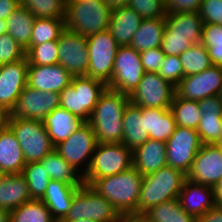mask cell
Segmentation results:
<instances>
[{
	"mask_svg": "<svg viewBox=\"0 0 222 222\" xmlns=\"http://www.w3.org/2000/svg\"><path fill=\"white\" fill-rule=\"evenodd\" d=\"M166 142L148 139L132 151L133 166L143 176L167 166Z\"/></svg>",
	"mask_w": 222,
	"mask_h": 222,
	"instance_id": "obj_22",
	"label": "cell"
},
{
	"mask_svg": "<svg viewBox=\"0 0 222 222\" xmlns=\"http://www.w3.org/2000/svg\"><path fill=\"white\" fill-rule=\"evenodd\" d=\"M10 222H57L42 200L32 199L10 211Z\"/></svg>",
	"mask_w": 222,
	"mask_h": 222,
	"instance_id": "obj_35",
	"label": "cell"
},
{
	"mask_svg": "<svg viewBox=\"0 0 222 222\" xmlns=\"http://www.w3.org/2000/svg\"><path fill=\"white\" fill-rule=\"evenodd\" d=\"M104 1L111 9L124 7L127 6L129 3V0H104Z\"/></svg>",
	"mask_w": 222,
	"mask_h": 222,
	"instance_id": "obj_55",
	"label": "cell"
},
{
	"mask_svg": "<svg viewBox=\"0 0 222 222\" xmlns=\"http://www.w3.org/2000/svg\"><path fill=\"white\" fill-rule=\"evenodd\" d=\"M221 86L222 67L212 65L198 74L184 76L175 87V91L180 98L200 101L218 95Z\"/></svg>",
	"mask_w": 222,
	"mask_h": 222,
	"instance_id": "obj_16",
	"label": "cell"
},
{
	"mask_svg": "<svg viewBox=\"0 0 222 222\" xmlns=\"http://www.w3.org/2000/svg\"><path fill=\"white\" fill-rule=\"evenodd\" d=\"M4 174L0 171V180L3 178Z\"/></svg>",
	"mask_w": 222,
	"mask_h": 222,
	"instance_id": "obj_61",
	"label": "cell"
},
{
	"mask_svg": "<svg viewBox=\"0 0 222 222\" xmlns=\"http://www.w3.org/2000/svg\"><path fill=\"white\" fill-rule=\"evenodd\" d=\"M65 30V19L35 18L30 38V45L26 52L34 45L49 41H58Z\"/></svg>",
	"mask_w": 222,
	"mask_h": 222,
	"instance_id": "obj_36",
	"label": "cell"
},
{
	"mask_svg": "<svg viewBox=\"0 0 222 222\" xmlns=\"http://www.w3.org/2000/svg\"><path fill=\"white\" fill-rule=\"evenodd\" d=\"M198 12L203 23L222 25V0H203Z\"/></svg>",
	"mask_w": 222,
	"mask_h": 222,
	"instance_id": "obj_47",
	"label": "cell"
},
{
	"mask_svg": "<svg viewBox=\"0 0 222 222\" xmlns=\"http://www.w3.org/2000/svg\"><path fill=\"white\" fill-rule=\"evenodd\" d=\"M40 162L47 174H49L51 180L62 181L78 187L85 184L84 176L65 161L55 149Z\"/></svg>",
	"mask_w": 222,
	"mask_h": 222,
	"instance_id": "obj_33",
	"label": "cell"
},
{
	"mask_svg": "<svg viewBox=\"0 0 222 222\" xmlns=\"http://www.w3.org/2000/svg\"><path fill=\"white\" fill-rule=\"evenodd\" d=\"M129 103V95L105 89L87 122L94 131L97 143H121L122 119Z\"/></svg>",
	"mask_w": 222,
	"mask_h": 222,
	"instance_id": "obj_1",
	"label": "cell"
},
{
	"mask_svg": "<svg viewBox=\"0 0 222 222\" xmlns=\"http://www.w3.org/2000/svg\"><path fill=\"white\" fill-rule=\"evenodd\" d=\"M26 57V51L7 32L0 30V65L13 63Z\"/></svg>",
	"mask_w": 222,
	"mask_h": 222,
	"instance_id": "obj_43",
	"label": "cell"
},
{
	"mask_svg": "<svg viewBox=\"0 0 222 222\" xmlns=\"http://www.w3.org/2000/svg\"><path fill=\"white\" fill-rule=\"evenodd\" d=\"M144 73L140 53L129 45L119 46L112 78L107 88L130 95L138 86Z\"/></svg>",
	"mask_w": 222,
	"mask_h": 222,
	"instance_id": "obj_10",
	"label": "cell"
},
{
	"mask_svg": "<svg viewBox=\"0 0 222 222\" xmlns=\"http://www.w3.org/2000/svg\"><path fill=\"white\" fill-rule=\"evenodd\" d=\"M36 18L65 19V0H20Z\"/></svg>",
	"mask_w": 222,
	"mask_h": 222,
	"instance_id": "obj_39",
	"label": "cell"
},
{
	"mask_svg": "<svg viewBox=\"0 0 222 222\" xmlns=\"http://www.w3.org/2000/svg\"><path fill=\"white\" fill-rule=\"evenodd\" d=\"M30 200L29 186L22 173L3 176L0 180V209L12 211Z\"/></svg>",
	"mask_w": 222,
	"mask_h": 222,
	"instance_id": "obj_27",
	"label": "cell"
},
{
	"mask_svg": "<svg viewBox=\"0 0 222 222\" xmlns=\"http://www.w3.org/2000/svg\"><path fill=\"white\" fill-rule=\"evenodd\" d=\"M20 6V0H0V24Z\"/></svg>",
	"mask_w": 222,
	"mask_h": 222,
	"instance_id": "obj_50",
	"label": "cell"
},
{
	"mask_svg": "<svg viewBox=\"0 0 222 222\" xmlns=\"http://www.w3.org/2000/svg\"><path fill=\"white\" fill-rule=\"evenodd\" d=\"M87 45L89 64L86 76L108 85L119 45L108 29L87 36Z\"/></svg>",
	"mask_w": 222,
	"mask_h": 222,
	"instance_id": "obj_9",
	"label": "cell"
},
{
	"mask_svg": "<svg viewBox=\"0 0 222 222\" xmlns=\"http://www.w3.org/2000/svg\"><path fill=\"white\" fill-rule=\"evenodd\" d=\"M193 44L180 35H163L161 50L166 56H179Z\"/></svg>",
	"mask_w": 222,
	"mask_h": 222,
	"instance_id": "obj_46",
	"label": "cell"
},
{
	"mask_svg": "<svg viewBox=\"0 0 222 222\" xmlns=\"http://www.w3.org/2000/svg\"><path fill=\"white\" fill-rule=\"evenodd\" d=\"M140 53V61L145 72L158 73L165 57L160 47L149 49Z\"/></svg>",
	"mask_w": 222,
	"mask_h": 222,
	"instance_id": "obj_48",
	"label": "cell"
},
{
	"mask_svg": "<svg viewBox=\"0 0 222 222\" xmlns=\"http://www.w3.org/2000/svg\"><path fill=\"white\" fill-rule=\"evenodd\" d=\"M143 18L129 6L111 10L108 30L119 46L130 45Z\"/></svg>",
	"mask_w": 222,
	"mask_h": 222,
	"instance_id": "obj_24",
	"label": "cell"
},
{
	"mask_svg": "<svg viewBox=\"0 0 222 222\" xmlns=\"http://www.w3.org/2000/svg\"><path fill=\"white\" fill-rule=\"evenodd\" d=\"M58 222H96L90 219L74 220V221H58Z\"/></svg>",
	"mask_w": 222,
	"mask_h": 222,
	"instance_id": "obj_57",
	"label": "cell"
},
{
	"mask_svg": "<svg viewBox=\"0 0 222 222\" xmlns=\"http://www.w3.org/2000/svg\"><path fill=\"white\" fill-rule=\"evenodd\" d=\"M35 16L24 6L20 5L1 25V29L7 32L25 50L30 45V38Z\"/></svg>",
	"mask_w": 222,
	"mask_h": 222,
	"instance_id": "obj_31",
	"label": "cell"
},
{
	"mask_svg": "<svg viewBox=\"0 0 222 222\" xmlns=\"http://www.w3.org/2000/svg\"><path fill=\"white\" fill-rule=\"evenodd\" d=\"M28 66L27 57L13 63L0 65V105L8 110L27 85Z\"/></svg>",
	"mask_w": 222,
	"mask_h": 222,
	"instance_id": "obj_18",
	"label": "cell"
},
{
	"mask_svg": "<svg viewBox=\"0 0 222 222\" xmlns=\"http://www.w3.org/2000/svg\"><path fill=\"white\" fill-rule=\"evenodd\" d=\"M218 96H219L220 100L222 101V86H221V88H220V91H219Z\"/></svg>",
	"mask_w": 222,
	"mask_h": 222,
	"instance_id": "obj_60",
	"label": "cell"
},
{
	"mask_svg": "<svg viewBox=\"0 0 222 222\" xmlns=\"http://www.w3.org/2000/svg\"><path fill=\"white\" fill-rule=\"evenodd\" d=\"M181 207L192 216L200 217L215 205L213 187L185 180L178 196Z\"/></svg>",
	"mask_w": 222,
	"mask_h": 222,
	"instance_id": "obj_21",
	"label": "cell"
},
{
	"mask_svg": "<svg viewBox=\"0 0 222 222\" xmlns=\"http://www.w3.org/2000/svg\"><path fill=\"white\" fill-rule=\"evenodd\" d=\"M143 19L163 18L166 16L165 0H129L128 5Z\"/></svg>",
	"mask_w": 222,
	"mask_h": 222,
	"instance_id": "obj_44",
	"label": "cell"
},
{
	"mask_svg": "<svg viewBox=\"0 0 222 222\" xmlns=\"http://www.w3.org/2000/svg\"><path fill=\"white\" fill-rule=\"evenodd\" d=\"M123 137L121 143L132 151L143 145L149 135L145 132L143 107H138L131 102L126 106L123 119Z\"/></svg>",
	"mask_w": 222,
	"mask_h": 222,
	"instance_id": "obj_30",
	"label": "cell"
},
{
	"mask_svg": "<svg viewBox=\"0 0 222 222\" xmlns=\"http://www.w3.org/2000/svg\"><path fill=\"white\" fill-rule=\"evenodd\" d=\"M202 145L196 129L176 126L166 141L168 166L187 175Z\"/></svg>",
	"mask_w": 222,
	"mask_h": 222,
	"instance_id": "obj_14",
	"label": "cell"
},
{
	"mask_svg": "<svg viewBox=\"0 0 222 222\" xmlns=\"http://www.w3.org/2000/svg\"><path fill=\"white\" fill-rule=\"evenodd\" d=\"M73 75L62 65H29L27 85L42 92L60 93L71 84Z\"/></svg>",
	"mask_w": 222,
	"mask_h": 222,
	"instance_id": "obj_19",
	"label": "cell"
},
{
	"mask_svg": "<svg viewBox=\"0 0 222 222\" xmlns=\"http://www.w3.org/2000/svg\"><path fill=\"white\" fill-rule=\"evenodd\" d=\"M0 222H10V211L0 209Z\"/></svg>",
	"mask_w": 222,
	"mask_h": 222,
	"instance_id": "obj_56",
	"label": "cell"
},
{
	"mask_svg": "<svg viewBox=\"0 0 222 222\" xmlns=\"http://www.w3.org/2000/svg\"><path fill=\"white\" fill-rule=\"evenodd\" d=\"M90 0H65V2H88Z\"/></svg>",
	"mask_w": 222,
	"mask_h": 222,
	"instance_id": "obj_59",
	"label": "cell"
},
{
	"mask_svg": "<svg viewBox=\"0 0 222 222\" xmlns=\"http://www.w3.org/2000/svg\"><path fill=\"white\" fill-rule=\"evenodd\" d=\"M26 57L29 65L58 64V41L34 45L26 52Z\"/></svg>",
	"mask_w": 222,
	"mask_h": 222,
	"instance_id": "obj_42",
	"label": "cell"
},
{
	"mask_svg": "<svg viewBox=\"0 0 222 222\" xmlns=\"http://www.w3.org/2000/svg\"><path fill=\"white\" fill-rule=\"evenodd\" d=\"M9 127L19 142L26 163L40 162L55 149L43 121L24 118L10 119Z\"/></svg>",
	"mask_w": 222,
	"mask_h": 222,
	"instance_id": "obj_8",
	"label": "cell"
},
{
	"mask_svg": "<svg viewBox=\"0 0 222 222\" xmlns=\"http://www.w3.org/2000/svg\"><path fill=\"white\" fill-rule=\"evenodd\" d=\"M96 145L97 141L92 127L84 122L65 141L55 146V150L65 161L85 176Z\"/></svg>",
	"mask_w": 222,
	"mask_h": 222,
	"instance_id": "obj_11",
	"label": "cell"
},
{
	"mask_svg": "<svg viewBox=\"0 0 222 222\" xmlns=\"http://www.w3.org/2000/svg\"><path fill=\"white\" fill-rule=\"evenodd\" d=\"M142 218L145 222H196V218L181 207L178 198L151 207Z\"/></svg>",
	"mask_w": 222,
	"mask_h": 222,
	"instance_id": "obj_34",
	"label": "cell"
},
{
	"mask_svg": "<svg viewBox=\"0 0 222 222\" xmlns=\"http://www.w3.org/2000/svg\"><path fill=\"white\" fill-rule=\"evenodd\" d=\"M166 28L165 18L143 19L129 46L138 52L161 46Z\"/></svg>",
	"mask_w": 222,
	"mask_h": 222,
	"instance_id": "obj_32",
	"label": "cell"
},
{
	"mask_svg": "<svg viewBox=\"0 0 222 222\" xmlns=\"http://www.w3.org/2000/svg\"><path fill=\"white\" fill-rule=\"evenodd\" d=\"M201 43L207 48L212 65L222 67V25L204 23Z\"/></svg>",
	"mask_w": 222,
	"mask_h": 222,
	"instance_id": "obj_41",
	"label": "cell"
},
{
	"mask_svg": "<svg viewBox=\"0 0 222 222\" xmlns=\"http://www.w3.org/2000/svg\"><path fill=\"white\" fill-rule=\"evenodd\" d=\"M175 94V86L158 73L145 72L136 89L129 95V99L138 107L168 109Z\"/></svg>",
	"mask_w": 222,
	"mask_h": 222,
	"instance_id": "obj_13",
	"label": "cell"
},
{
	"mask_svg": "<svg viewBox=\"0 0 222 222\" xmlns=\"http://www.w3.org/2000/svg\"><path fill=\"white\" fill-rule=\"evenodd\" d=\"M84 121L62 107L55 108L43 120V125L53 146L65 141Z\"/></svg>",
	"mask_w": 222,
	"mask_h": 222,
	"instance_id": "obj_26",
	"label": "cell"
},
{
	"mask_svg": "<svg viewBox=\"0 0 222 222\" xmlns=\"http://www.w3.org/2000/svg\"><path fill=\"white\" fill-rule=\"evenodd\" d=\"M184 76L198 74L212 66L207 48L202 44H193L179 55Z\"/></svg>",
	"mask_w": 222,
	"mask_h": 222,
	"instance_id": "obj_38",
	"label": "cell"
},
{
	"mask_svg": "<svg viewBox=\"0 0 222 222\" xmlns=\"http://www.w3.org/2000/svg\"><path fill=\"white\" fill-rule=\"evenodd\" d=\"M65 3V29L83 36L108 29L112 9L104 0Z\"/></svg>",
	"mask_w": 222,
	"mask_h": 222,
	"instance_id": "obj_5",
	"label": "cell"
},
{
	"mask_svg": "<svg viewBox=\"0 0 222 222\" xmlns=\"http://www.w3.org/2000/svg\"><path fill=\"white\" fill-rule=\"evenodd\" d=\"M107 85L87 76H73L71 84L60 92V107L88 122Z\"/></svg>",
	"mask_w": 222,
	"mask_h": 222,
	"instance_id": "obj_4",
	"label": "cell"
},
{
	"mask_svg": "<svg viewBox=\"0 0 222 222\" xmlns=\"http://www.w3.org/2000/svg\"><path fill=\"white\" fill-rule=\"evenodd\" d=\"M158 74L173 86H177L184 77L182 62L179 56L164 57Z\"/></svg>",
	"mask_w": 222,
	"mask_h": 222,
	"instance_id": "obj_45",
	"label": "cell"
},
{
	"mask_svg": "<svg viewBox=\"0 0 222 222\" xmlns=\"http://www.w3.org/2000/svg\"><path fill=\"white\" fill-rule=\"evenodd\" d=\"M22 174L28 183L31 199L40 200L51 180L41 162L26 163Z\"/></svg>",
	"mask_w": 222,
	"mask_h": 222,
	"instance_id": "obj_40",
	"label": "cell"
},
{
	"mask_svg": "<svg viewBox=\"0 0 222 222\" xmlns=\"http://www.w3.org/2000/svg\"><path fill=\"white\" fill-rule=\"evenodd\" d=\"M60 106V93L42 92L26 85L19 98L9 109V119H31L43 121L55 108Z\"/></svg>",
	"mask_w": 222,
	"mask_h": 222,
	"instance_id": "obj_12",
	"label": "cell"
},
{
	"mask_svg": "<svg viewBox=\"0 0 222 222\" xmlns=\"http://www.w3.org/2000/svg\"><path fill=\"white\" fill-rule=\"evenodd\" d=\"M170 109L177 126L197 129L202 116L198 101L180 98L175 94Z\"/></svg>",
	"mask_w": 222,
	"mask_h": 222,
	"instance_id": "obj_37",
	"label": "cell"
},
{
	"mask_svg": "<svg viewBox=\"0 0 222 222\" xmlns=\"http://www.w3.org/2000/svg\"><path fill=\"white\" fill-rule=\"evenodd\" d=\"M120 216L107 199L84 184L76 190L68 213L60 221L90 219L96 222H115Z\"/></svg>",
	"mask_w": 222,
	"mask_h": 222,
	"instance_id": "obj_7",
	"label": "cell"
},
{
	"mask_svg": "<svg viewBox=\"0 0 222 222\" xmlns=\"http://www.w3.org/2000/svg\"><path fill=\"white\" fill-rule=\"evenodd\" d=\"M163 35H180L192 44L201 43L203 20L199 12L167 13Z\"/></svg>",
	"mask_w": 222,
	"mask_h": 222,
	"instance_id": "obj_23",
	"label": "cell"
},
{
	"mask_svg": "<svg viewBox=\"0 0 222 222\" xmlns=\"http://www.w3.org/2000/svg\"><path fill=\"white\" fill-rule=\"evenodd\" d=\"M79 187L62 181L50 180L42 200L58 222L62 220L71 207L73 196Z\"/></svg>",
	"mask_w": 222,
	"mask_h": 222,
	"instance_id": "obj_25",
	"label": "cell"
},
{
	"mask_svg": "<svg viewBox=\"0 0 222 222\" xmlns=\"http://www.w3.org/2000/svg\"><path fill=\"white\" fill-rule=\"evenodd\" d=\"M9 110L0 105V133L9 126Z\"/></svg>",
	"mask_w": 222,
	"mask_h": 222,
	"instance_id": "obj_52",
	"label": "cell"
},
{
	"mask_svg": "<svg viewBox=\"0 0 222 222\" xmlns=\"http://www.w3.org/2000/svg\"><path fill=\"white\" fill-rule=\"evenodd\" d=\"M58 64L73 76H86L89 64L87 36L65 29L58 39Z\"/></svg>",
	"mask_w": 222,
	"mask_h": 222,
	"instance_id": "obj_15",
	"label": "cell"
},
{
	"mask_svg": "<svg viewBox=\"0 0 222 222\" xmlns=\"http://www.w3.org/2000/svg\"><path fill=\"white\" fill-rule=\"evenodd\" d=\"M115 222H145L142 216L124 215L120 216Z\"/></svg>",
	"mask_w": 222,
	"mask_h": 222,
	"instance_id": "obj_54",
	"label": "cell"
},
{
	"mask_svg": "<svg viewBox=\"0 0 222 222\" xmlns=\"http://www.w3.org/2000/svg\"><path fill=\"white\" fill-rule=\"evenodd\" d=\"M186 179V174L168 165L143 175L135 216H142L151 207L178 198Z\"/></svg>",
	"mask_w": 222,
	"mask_h": 222,
	"instance_id": "obj_3",
	"label": "cell"
},
{
	"mask_svg": "<svg viewBox=\"0 0 222 222\" xmlns=\"http://www.w3.org/2000/svg\"><path fill=\"white\" fill-rule=\"evenodd\" d=\"M196 222H222V206L215 205L205 214L196 217Z\"/></svg>",
	"mask_w": 222,
	"mask_h": 222,
	"instance_id": "obj_51",
	"label": "cell"
},
{
	"mask_svg": "<svg viewBox=\"0 0 222 222\" xmlns=\"http://www.w3.org/2000/svg\"><path fill=\"white\" fill-rule=\"evenodd\" d=\"M215 145L222 150V136L219 138V140L215 143Z\"/></svg>",
	"mask_w": 222,
	"mask_h": 222,
	"instance_id": "obj_58",
	"label": "cell"
},
{
	"mask_svg": "<svg viewBox=\"0 0 222 222\" xmlns=\"http://www.w3.org/2000/svg\"><path fill=\"white\" fill-rule=\"evenodd\" d=\"M26 161L15 134L8 126L0 133V171L5 174L23 172Z\"/></svg>",
	"mask_w": 222,
	"mask_h": 222,
	"instance_id": "obj_28",
	"label": "cell"
},
{
	"mask_svg": "<svg viewBox=\"0 0 222 222\" xmlns=\"http://www.w3.org/2000/svg\"><path fill=\"white\" fill-rule=\"evenodd\" d=\"M133 166L132 150L123 143H97L91 162L84 176L89 185L100 179L123 172Z\"/></svg>",
	"mask_w": 222,
	"mask_h": 222,
	"instance_id": "obj_6",
	"label": "cell"
},
{
	"mask_svg": "<svg viewBox=\"0 0 222 222\" xmlns=\"http://www.w3.org/2000/svg\"><path fill=\"white\" fill-rule=\"evenodd\" d=\"M143 118L145 132L153 140L166 142L177 126L170 108H143Z\"/></svg>",
	"mask_w": 222,
	"mask_h": 222,
	"instance_id": "obj_29",
	"label": "cell"
},
{
	"mask_svg": "<svg viewBox=\"0 0 222 222\" xmlns=\"http://www.w3.org/2000/svg\"><path fill=\"white\" fill-rule=\"evenodd\" d=\"M216 205L222 206V177L213 187Z\"/></svg>",
	"mask_w": 222,
	"mask_h": 222,
	"instance_id": "obj_53",
	"label": "cell"
},
{
	"mask_svg": "<svg viewBox=\"0 0 222 222\" xmlns=\"http://www.w3.org/2000/svg\"><path fill=\"white\" fill-rule=\"evenodd\" d=\"M203 0H165L167 13L198 12Z\"/></svg>",
	"mask_w": 222,
	"mask_h": 222,
	"instance_id": "obj_49",
	"label": "cell"
},
{
	"mask_svg": "<svg viewBox=\"0 0 222 222\" xmlns=\"http://www.w3.org/2000/svg\"><path fill=\"white\" fill-rule=\"evenodd\" d=\"M198 104L202 116L197 133L202 144H215L222 136V101L218 95H213L198 101Z\"/></svg>",
	"mask_w": 222,
	"mask_h": 222,
	"instance_id": "obj_20",
	"label": "cell"
},
{
	"mask_svg": "<svg viewBox=\"0 0 222 222\" xmlns=\"http://www.w3.org/2000/svg\"><path fill=\"white\" fill-rule=\"evenodd\" d=\"M142 180L143 176L131 166L121 173L94 179L89 186L107 199L121 216H135Z\"/></svg>",
	"mask_w": 222,
	"mask_h": 222,
	"instance_id": "obj_2",
	"label": "cell"
},
{
	"mask_svg": "<svg viewBox=\"0 0 222 222\" xmlns=\"http://www.w3.org/2000/svg\"><path fill=\"white\" fill-rule=\"evenodd\" d=\"M186 176L191 182L214 187L222 177V150L215 144H203Z\"/></svg>",
	"mask_w": 222,
	"mask_h": 222,
	"instance_id": "obj_17",
	"label": "cell"
}]
</instances>
